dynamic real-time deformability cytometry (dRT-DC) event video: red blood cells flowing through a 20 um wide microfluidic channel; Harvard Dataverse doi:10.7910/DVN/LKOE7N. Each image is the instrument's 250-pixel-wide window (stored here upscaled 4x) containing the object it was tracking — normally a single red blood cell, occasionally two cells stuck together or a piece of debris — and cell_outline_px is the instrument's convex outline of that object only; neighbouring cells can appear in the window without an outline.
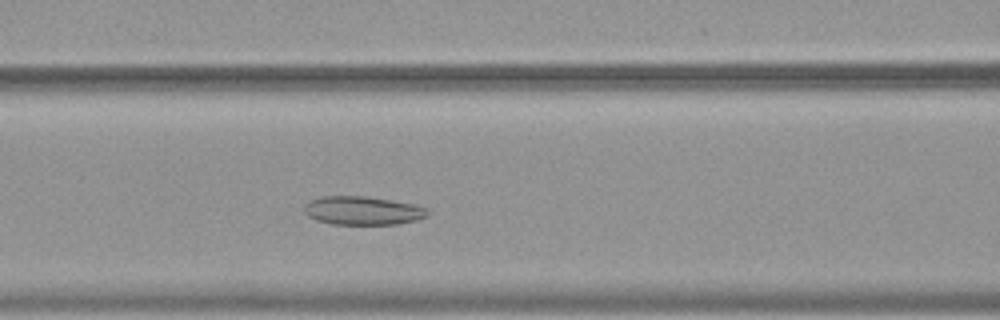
{"species": "common noctule bat (a hibernating species)", "species_latin": "Nyctalus noctula", "temperature_condition": "warm", "stored_images_in_passage": 46, "camera_frame_rate_fps": 3000, "um_per_image_px": 0.085, "animal": {"sex": "female", "body_mass_g": 19.9}, "frame": {"image": 1, "passage_image": 15, "time_ms": 4.667, "image_size_px": [1000, 320], "cell_outline_px": [[432, 212], [428, 216], [416, 220], [396, 224], [332, 224], [316, 220], [308, 216], [304, 212], [304, 204], [308, 200], [320, 196], [364, 196], [392, 200], [416, 204], [428, 208]], "centroid_in_image_um": [30.85, 17.89], "position_along_channel_um": 135.8, "area_um2": 20.87}}
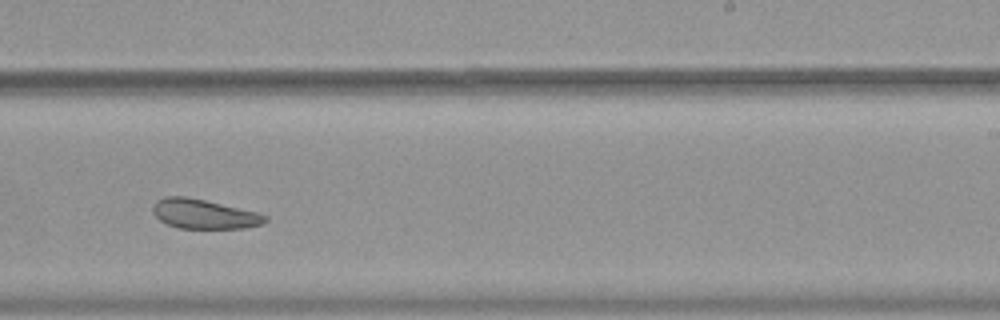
{"frame": {"image": 2, "passage_image": 26, "time_ms": 8.333, "image_size_px": [1000, 320], "cell_outline_px": [[268, 220], [264, 224], [244, 228], [180, 228], [168, 224], [160, 220], [152, 212], [152, 208], [156, 200], [164, 196], [184, 196], [204, 200], [256, 212], [268, 216]], "centroid_in_image_um": [17.33, 18.19], "position_along_channel_um": 271.7, "area_um2": 19.19}}
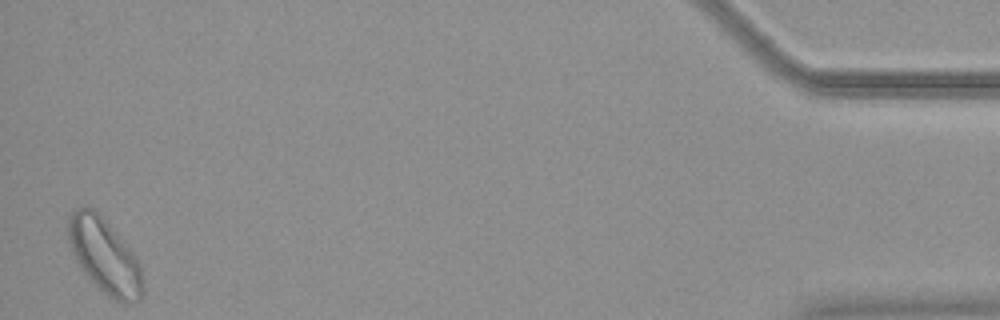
{"frame": {"image": 3, "passage_image": 45, "time_ms": 14.667, "image_size_px": [1000, 320], "cell_outline_px": [[144, 296], [136, 304], [120, 304], [108, 296], [88, 280], [76, 264], [68, 240], [68, 216], [76, 208], [92, 208], [124, 240], [140, 264], [144, 284]], "centroid_in_image_um": [8.91, 21.85], "position_along_channel_um": 426.3, "area_um2": 33.12}, "authors_computed_cell_mechanics": {"area_um2": 22.9466, "velocity_mm_per_s": 3.7209, "shape_relaxation_time_tau1_ms": null, "shape_relaxation_time_tau2_ms": 3.9324, "deformation_change_tau1": null, "deformation_change_tau2": 0.111}}